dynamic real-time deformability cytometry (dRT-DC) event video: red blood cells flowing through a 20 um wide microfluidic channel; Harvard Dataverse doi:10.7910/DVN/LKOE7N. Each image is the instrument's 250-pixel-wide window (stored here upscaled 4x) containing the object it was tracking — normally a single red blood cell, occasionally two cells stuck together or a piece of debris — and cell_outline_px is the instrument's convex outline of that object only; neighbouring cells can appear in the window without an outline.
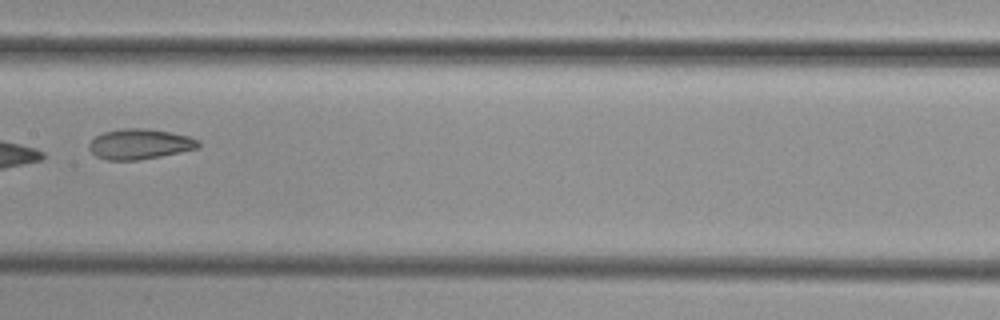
{"species": "common noctule bat (a hibernating species)", "species_latin": "Nyctalus noctula", "temperature_condition": "cold", "stored_images_in_passage": 6, "camera_frame_rate_fps": 3000, "um_per_image_px": 0.085, "animal": {"sex": "female", "body_mass_g": 29.2, "forearm_length_mm": 56.3}, "frame": {"image": 1, "passage_image": 5, "time_ms": 4.667, "image_size_px": [1000, 320], "cell_outline_px": [[200, 144], [196, 148], [180, 152], [160, 156], [136, 160], [108, 160], [96, 156], [88, 148], [88, 144], [96, 136], [104, 132], [120, 128], [144, 128], [168, 132], [188, 136], [200, 140]], "centroid_in_image_um": [11.85, 12.24], "position_along_channel_um": 195.5, "area_um2": 19.13}}
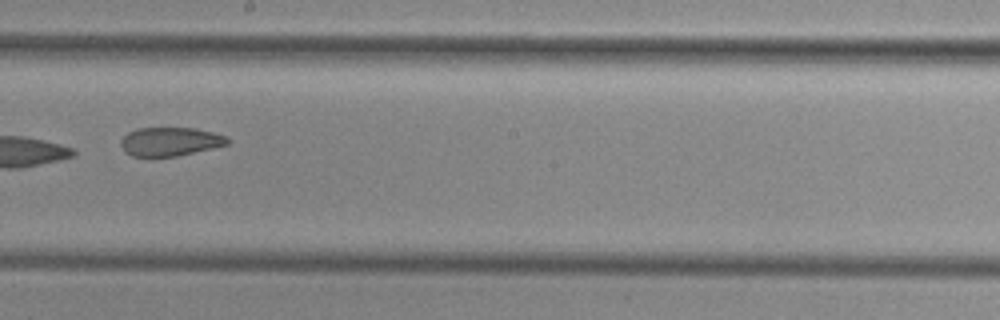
{"frame": {"image": 2, "passage_image": 6, "time_ms": 5.667, "image_size_px": [1000, 320], "cell_outline_px": [[228, 144], [212, 148], [176, 156], [152, 160], [132, 156], [124, 152], [120, 144], [120, 140], [128, 132], [136, 128], [196, 128], [212, 132], [224, 136], [228, 140]], "centroid_in_image_um": [14.35, 12.07], "position_along_channel_um": 233.8, "area_um2": 18.32}}